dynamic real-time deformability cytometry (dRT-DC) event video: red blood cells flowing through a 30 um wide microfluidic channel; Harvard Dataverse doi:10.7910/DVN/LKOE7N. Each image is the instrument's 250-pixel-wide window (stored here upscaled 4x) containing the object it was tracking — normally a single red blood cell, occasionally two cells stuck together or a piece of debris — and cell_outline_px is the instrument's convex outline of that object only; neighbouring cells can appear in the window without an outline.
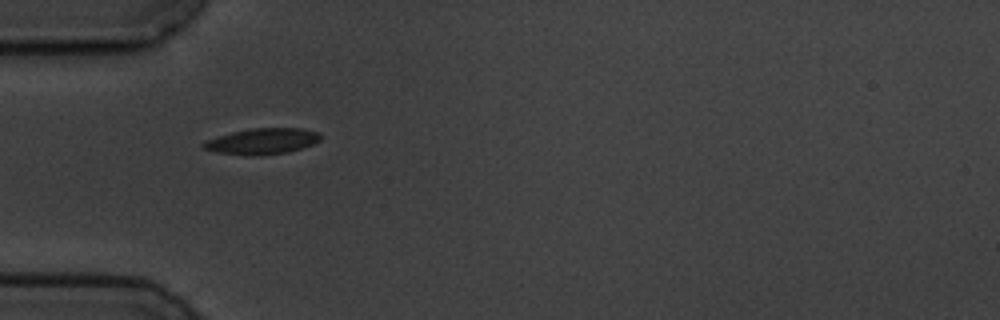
{"species": "common noctule bat (a hibernating species)", "species_latin": "Nyctalus noctula", "temperature_condition": "cold", "stored_images_in_passage": 2, "camera_frame_rate_fps": 3000, "um_per_image_px": 0.085, "animal": {"sex": "male", "body_mass_g": 19.5, "forearm_length_mm": 54.6}, "frame": {"image": 1, "passage_image": 1, "time_ms": 0.0, "image_size_px": [1000, 320], "cell_outline_px": [[320, 140], [312, 144], [288, 152], [256, 156], [248, 156], [216, 152], [204, 148], [200, 144], [204, 140], [232, 132], [248, 128], [300, 128], [320, 132]], "centroid_in_image_um": [22.25, 12.0], "position_along_channel_um": 62.7, "area_um2": 17.8}}
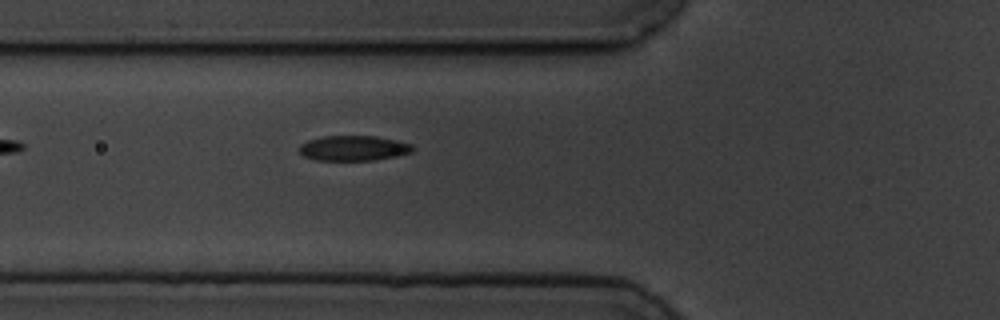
{"frame": {"image": 2, "passage_image": 2, "time_ms": 1.0, "image_size_px": [1000, 320], "cell_outline_px": [[416, 148], [412, 152], [396, 156], [376, 160], [316, 160], [304, 156], [300, 152], [300, 144], [308, 140], [324, 136], [376, 136], [396, 140], [412, 144]], "centroid_in_image_um": [30.08, 12.59], "position_along_channel_um": 95.7, "area_um2": 16.65}}